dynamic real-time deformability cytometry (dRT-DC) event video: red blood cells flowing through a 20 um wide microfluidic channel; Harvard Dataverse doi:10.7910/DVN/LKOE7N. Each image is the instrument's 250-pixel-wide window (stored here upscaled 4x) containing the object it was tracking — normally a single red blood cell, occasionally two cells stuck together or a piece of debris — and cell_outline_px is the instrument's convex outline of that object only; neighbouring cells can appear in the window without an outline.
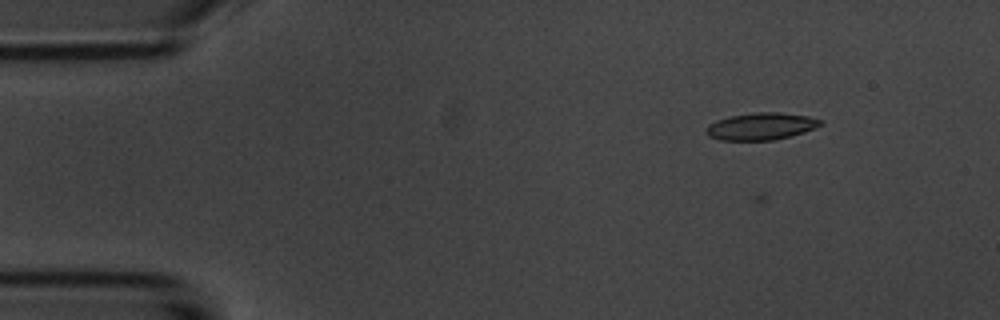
{"species": "common noctule bat (a hibernating species)", "species_latin": "Nyctalus noctula", "temperature_condition": "room temperature", "stored_images_in_passage": 11, "camera_frame_rate_fps": 3000, "um_per_image_px": 0.085, "animal": {"sex": "male", "body_mass_g": 20.1, "forearm_length_mm": 53.5}, "frame": {"image": 1, "passage_image": 4, "time_ms": 1.0, "image_size_px": [1000, 320], "cell_outline_px": [[820, 124], [816, 128], [804, 132], [772, 140], [720, 140], [708, 136], [704, 132], [708, 124], [716, 120], [728, 116], [752, 112], [780, 112], [808, 116], [820, 120]], "centroid_in_image_um": [64.62, 10.73], "position_along_channel_um": 20.4, "area_um2": 18.09}}